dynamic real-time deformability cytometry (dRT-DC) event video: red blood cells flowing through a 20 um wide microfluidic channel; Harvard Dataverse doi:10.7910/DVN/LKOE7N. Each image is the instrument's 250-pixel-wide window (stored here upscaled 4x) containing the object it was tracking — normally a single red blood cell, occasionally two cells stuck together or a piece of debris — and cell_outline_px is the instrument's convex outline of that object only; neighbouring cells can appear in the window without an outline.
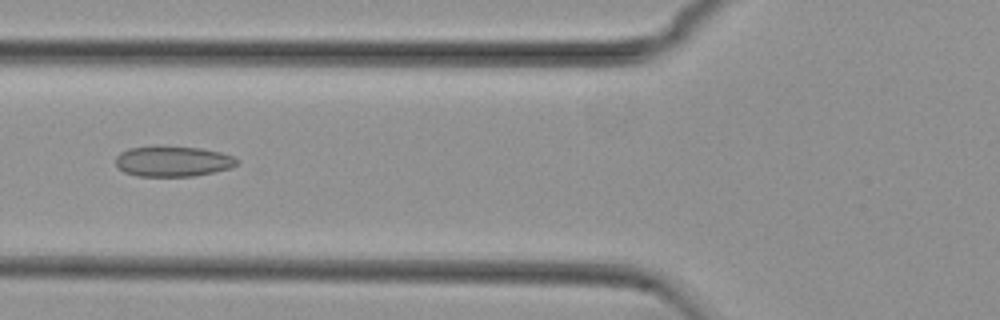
{"species": "common noctule bat (a hibernating species)", "species_latin": "Nyctalus noctula", "temperature_condition": "cold", "stored_images_in_passage": 37, "camera_frame_rate_fps": 3000, "um_per_image_px": 0.085, "animal": {"sex": "female", "body_mass_g": 29.2, "forearm_length_mm": 56.3}, "frame": {"image": 1, "passage_image": 10, "time_ms": 3.0, "image_size_px": [1000, 320], "cell_outline_px": [[240, 160], [236, 164], [228, 168], [212, 172], [192, 176], [136, 176], [124, 172], [116, 164], [116, 156], [120, 152], [128, 148], [152, 144], [160, 144], [200, 148], [220, 152], [232, 156]], "centroid_in_image_um": [14.63, 13.67], "position_along_channel_um": 111.2, "area_um2": 21.96}}
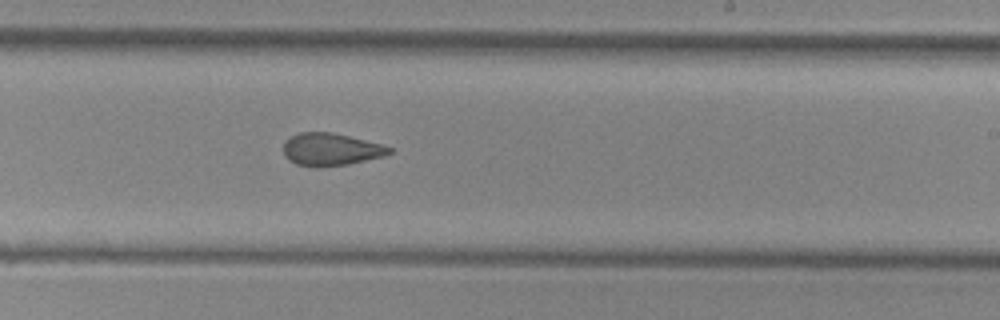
{"frame": {"image": 2, "passage_image": 22, "time_ms": 7.0, "image_size_px": [1000, 320], "cell_outline_px": [[392, 152], [384, 156], [348, 164], [320, 168], [316, 168], [296, 164], [288, 160], [284, 156], [284, 144], [292, 136], [300, 132], [332, 132], [380, 144], [392, 148]], "centroid_in_image_um": [28.1, 12.72], "position_along_channel_um": 260.9, "area_um2": 20.0}}
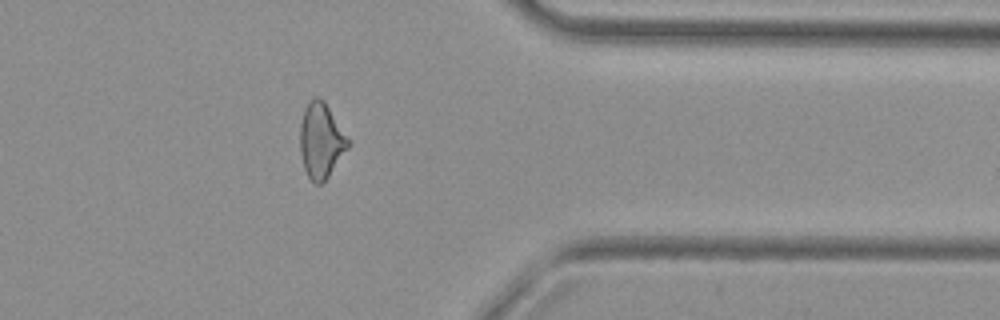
{"frame": {"image": 3, "passage_image": 33, "time_ms": 10.667, "image_size_px": [1000, 320], "cell_outline_px": [[348, 148], [328, 176], [320, 184], [316, 184], [308, 176], [304, 168], [300, 152], [300, 124], [304, 108], [308, 100], [316, 96], [320, 96], [324, 100], [348, 140]], "centroid_in_image_um": [27.24, 11.91], "position_along_channel_um": 384.2, "area_um2": 20.69}, "authors_computed_cell_mechanics": {"area_um2": 20.8658, "velocity_mm_per_s": 3.7447, "shape_relaxation_time_tau1_ms": null, "shape_relaxation_time_tau2_ms": 2.6048, "deformation_change_tau1": null, "deformation_change_tau2": 0.1039}}